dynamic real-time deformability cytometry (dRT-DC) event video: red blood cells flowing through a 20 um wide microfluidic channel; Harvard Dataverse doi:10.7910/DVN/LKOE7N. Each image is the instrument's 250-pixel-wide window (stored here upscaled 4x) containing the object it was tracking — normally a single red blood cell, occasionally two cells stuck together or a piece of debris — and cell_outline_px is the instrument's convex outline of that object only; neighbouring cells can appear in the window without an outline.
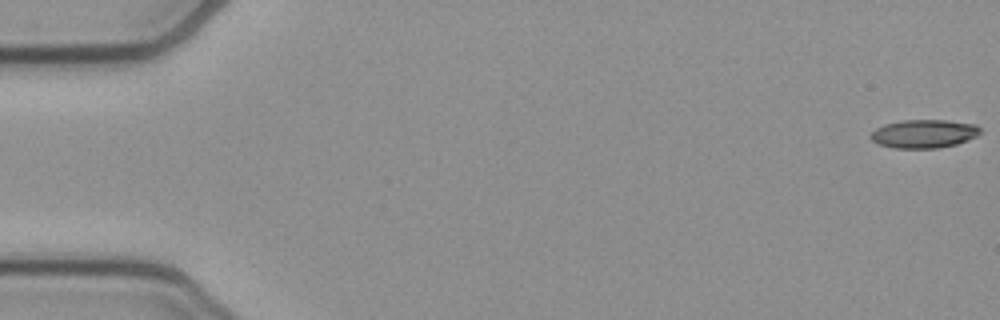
{"species": "common noctule bat (a hibernating species)", "species_latin": "Nyctalus noctula", "temperature_condition": "cold", "stored_images_in_passage": 54, "camera_frame_rate_fps": 3000, "um_per_image_px": 0.085, "animal": {"sex": "female", "body_mass_g": 21.9}, "frame": {"image": 1, "passage_image": 1, "time_ms": 0.0, "image_size_px": [1000, 320], "cell_outline_px": [[980, 132], [976, 136], [968, 140], [956, 144], [936, 148], [892, 148], [880, 144], [872, 140], [868, 136], [876, 128], [884, 124], [900, 120], [948, 120], [976, 124], [980, 128]], "centroid_in_image_um": [78.52, 11.36], "position_along_channel_um": 6.5, "area_um2": 18.21}}
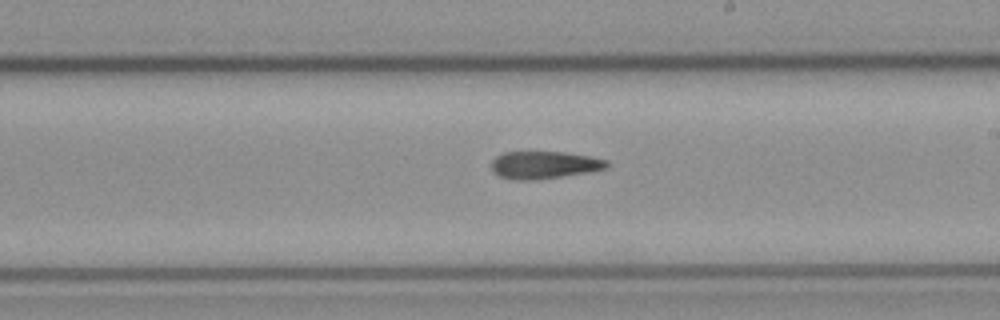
{"frame": {"image": 2, "passage_image": 31, "time_ms": 10.0, "image_size_px": [1000, 320], "cell_outline_px": [[608, 168], [592, 172], [540, 180], [512, 180], [500, 176], [492, 172], [492, 160], [496, 156], [504, 152], [564, 152], [588, 156], [608, 160]], "centroid_in_image_um": [46.27, 14.04], "position_along_channel_um": 242.7, "area_um2": 18.79}}
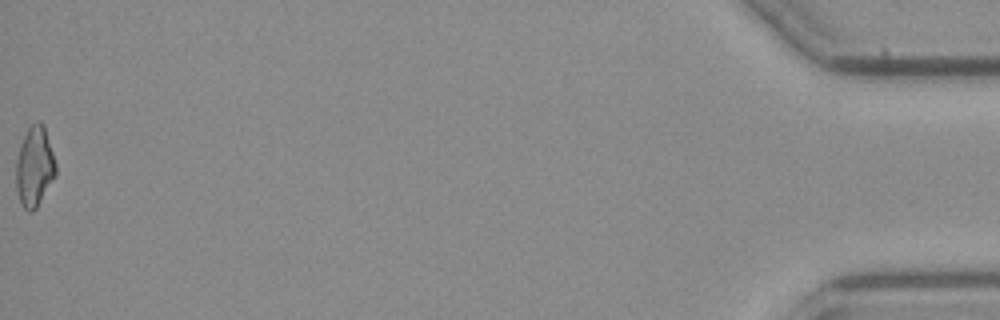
{"frame": {"image": 3, "passage_image": 54, "time_ms": 17.667, "image_size_px": [1000, 320], "cell_outline_px": [[56, 176], [36, 208], [32, 212], [28, 212], [24, 208], [16, 192], [16, 160], [20, 144], [28, 128], [36, 120], [40, 120], [44, 124], [56, 164]], "centroid_in_image_um": [2.94, 14.15], "position_along_channel_um": 432.3, "area_um2": 18.67}}